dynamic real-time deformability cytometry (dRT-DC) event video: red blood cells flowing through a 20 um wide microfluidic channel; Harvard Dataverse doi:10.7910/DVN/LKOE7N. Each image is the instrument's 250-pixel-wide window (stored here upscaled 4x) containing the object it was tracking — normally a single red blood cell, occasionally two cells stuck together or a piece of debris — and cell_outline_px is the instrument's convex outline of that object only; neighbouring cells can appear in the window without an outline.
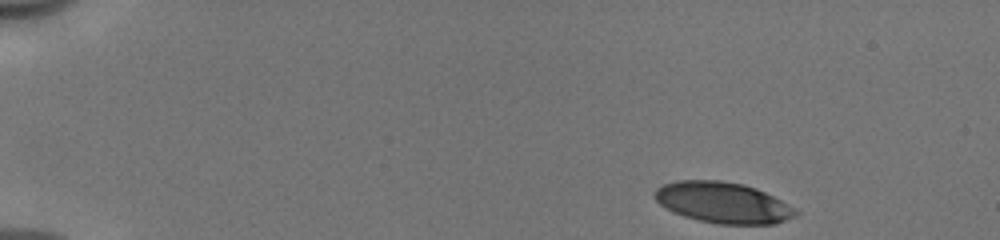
{"species": "human", "species_latin": "Homo sapiens", "temperature_condition": "cold", "stored_images_in_passage": 47, "camera_frame_rate_fps": 3000, "um_per_image_px": 0.085, "donor": {"sex": "male"}, "frame": {"image": 1, "passage_image": 1, "time_ms": 0.0, "image_size_px": [1000, 240], "cell_outline_px": [[800, 212], [796, 216], [772, 224], [716, 224], [684, 216], [660, 204], [656, 200], [656, 188], [664, 184], [676, 180], [720, 180], [744, 184], [756, 188], [788, 204]], "centroid_in_image_um": [61.47, 17.21], "position_along_channel_um": 23.5, "area_um2": 33.29}}
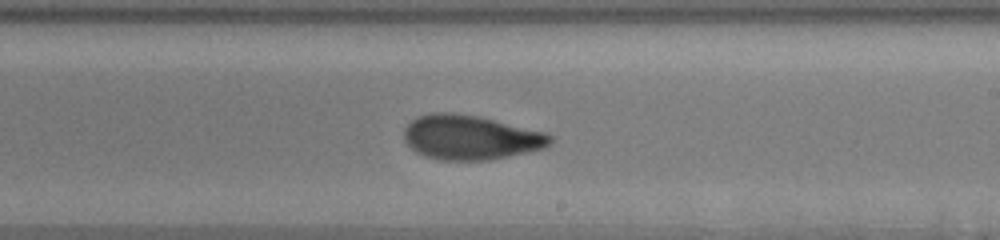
{"frame": {"image": 2, "passage_image": 27, "time_ms": 8.667, "image_size_px": [1000, 240], "cell_outline_px": [[556, 136], [552, 144], [544, 148], [508, 156], [488, 160], [440, 160], [424, 156], [416, 152], [404, 140], [404, 128], [416, 116], [432, 112], [452, 112], [476, 116], [548, 132]], "centroid_in_image_um": [40.02, 11.67], "position_along_channel_um": 249.0, "area_um2": 38.21}}
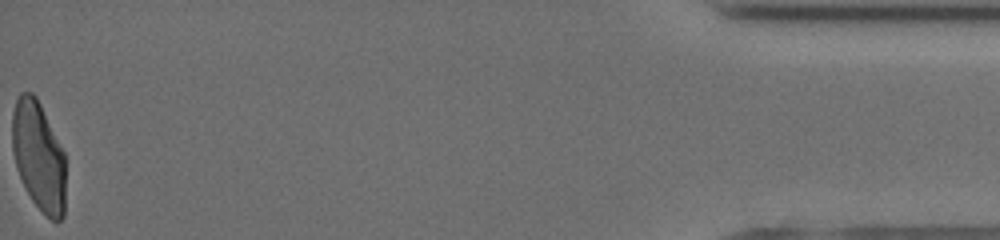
{"frame": {"image": 3, "passage_image": 47, "time_ms": 15.333, "image_size_px": [1000, 240], "cell_outline_px": [[64, 216], [56, 224], [32, 200], [16, 168], [12, 152], [12, 112], [16, 100], [20, 92], [32, 92], [36, 96], [64, 152]], "centroid_in_image_um": [3.26, 13.24], "position_along_channel_um": 431.9, "area_um2": 33.76}, "authors_computed_cell_mechanics": {"area_um2": 36.2984, "velocity_mm_per_s": 3.9734, "shape_relaxation_time_tau1_ms": 4.7444, "shape_relaxation_time_tau2_ms": 1.6937, "deformation_change_tau1": 0.1777, "deformation_change_tau2": 0.0798}}